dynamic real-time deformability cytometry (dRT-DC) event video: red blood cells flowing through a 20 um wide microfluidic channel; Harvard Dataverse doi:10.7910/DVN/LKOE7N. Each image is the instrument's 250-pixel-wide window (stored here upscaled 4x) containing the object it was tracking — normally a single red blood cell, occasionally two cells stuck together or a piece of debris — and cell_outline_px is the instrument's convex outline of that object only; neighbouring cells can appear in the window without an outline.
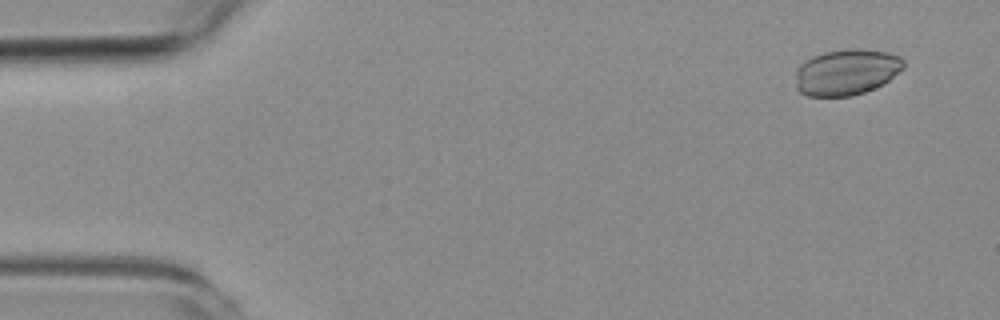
{"species": "common noctule bat (a hibernating species)", "species_latin": "Nyctalus noctula", "temperature_condition": "room temperature", "stored_images_in_passage": 3, "camera_frame_rate_fps": 3000, "um_per_image_px": 0.085, "animal": {"sex": "female", "body_mass_g": 19.3, "forearm_length_mm": 54.1}, "frame": {"image": 1, "passage_image": 2, "time_ms": 1.0, "image_size_px": [1000, 320], "cell_outline_px": [[904, 68], [884, 84], [876, 88], [852, 96], [808, 96], [800, 92], [796, 88], [796, 72], [800, 64], [812, 56], [824, 52], [852, 48], [856, 48], [888, 52], [900, 56], [904, 60]], "centroid_in_image_um": [71.97, 6.13], "position_along_channel_um": 13.0, "area_um2": 29.19}}